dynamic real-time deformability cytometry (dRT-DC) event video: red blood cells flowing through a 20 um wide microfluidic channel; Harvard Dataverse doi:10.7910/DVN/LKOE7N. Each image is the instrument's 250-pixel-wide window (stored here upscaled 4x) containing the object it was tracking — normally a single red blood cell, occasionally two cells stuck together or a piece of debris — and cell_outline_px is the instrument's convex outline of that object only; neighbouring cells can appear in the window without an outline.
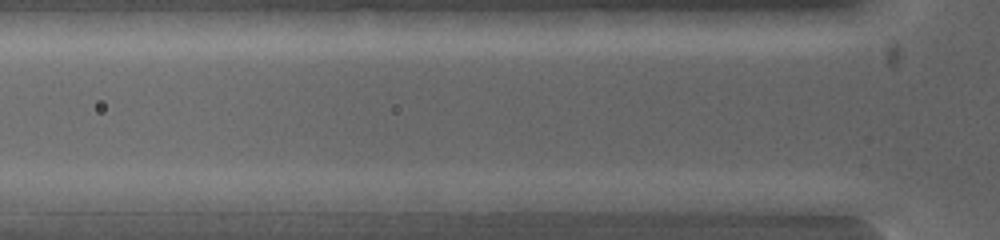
{"species": "common noctule bat (a hibernating species)", "species_latin": "Nyctalus noctula", "temperature_condition": "warm", "stored_images_in_passage": 2, "camera_frame_rate_fps": 5000, "um_per_image_px": 0.085, "animal": {"sex": "female", "body_mass_g": 19.0, "forearm_length_mm": 53.3}, "frame": {"image": 1, "passage_image": 2, "time_ms": 0.4, "image_size_px": [1000, 240], "cell_outline_px": [[580, 200], [572, 212], [500, 212], [488, 200], [504, 192], [568, 192]], "centroid_in_image_um": [45.47, 17.18], "position_along_channel_um": 80.3, "area_um2": 11.62}}